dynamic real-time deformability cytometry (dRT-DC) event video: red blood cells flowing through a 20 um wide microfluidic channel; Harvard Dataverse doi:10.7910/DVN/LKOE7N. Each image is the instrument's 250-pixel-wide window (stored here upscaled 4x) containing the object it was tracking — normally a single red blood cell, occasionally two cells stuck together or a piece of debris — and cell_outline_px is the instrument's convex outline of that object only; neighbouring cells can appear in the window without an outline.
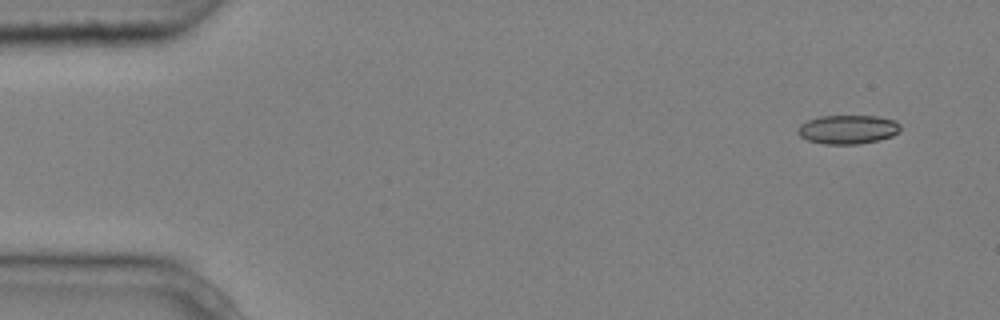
{"species": "common noctule bat (a hibernating species)", "species_latin": "Nyctalus noctula", "temperature_condition": "cold", "stored_images_in_passage": 4, "camera_frame_rate_fps": 3000, "um_per_image_px": 0.085, "animal": {"sex": "male", "body_mass_g": 20.4}, "frame": {"image": 1, "passage_image": 1, "time_ms": 0.0, "image_size_px": [1000, 320], "cell_outline_px": [[900, 132], [892, 136], [880, 140], [860, 144], [824, 144], [808, 140], [800, 136], [796, 132], [800, 124], [808, 120], [820, 116], [876, 116], [892, 120], [900, 124]], "centroid_in_image_um": [72.06, 11.01], "position_along_channel_um": 12.9, "area_um2": 17.34}}
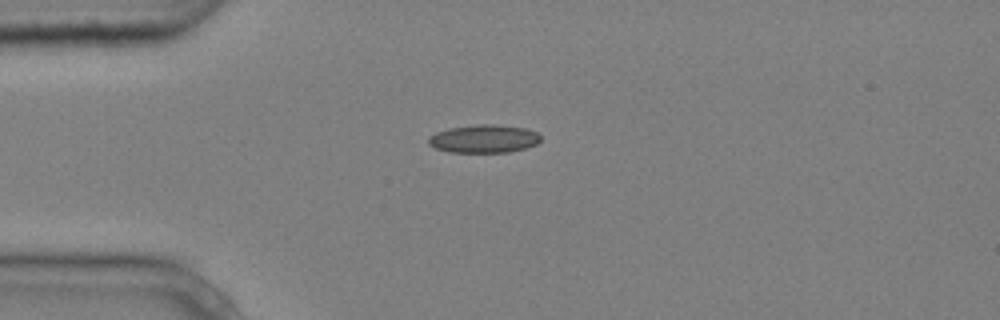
{"frame": {"image": 2, "passage_image": 4, "time_ms": 1.0, "image_size_px": [1000, 320], "cell_outline_px": [[540, 140], [536, 144], [524, 148], [508, 152], [448, 152], [436, 148], [428, 144], [428, 136], [436, 132], [448, 128], [480, 124], [492, 124], [524, 128], [536, 132], [540, 136]], "centroid_in_image_um": [41.09, 11.79], "position_along_channel_um": 43.9, "area_um2": 18.26}}